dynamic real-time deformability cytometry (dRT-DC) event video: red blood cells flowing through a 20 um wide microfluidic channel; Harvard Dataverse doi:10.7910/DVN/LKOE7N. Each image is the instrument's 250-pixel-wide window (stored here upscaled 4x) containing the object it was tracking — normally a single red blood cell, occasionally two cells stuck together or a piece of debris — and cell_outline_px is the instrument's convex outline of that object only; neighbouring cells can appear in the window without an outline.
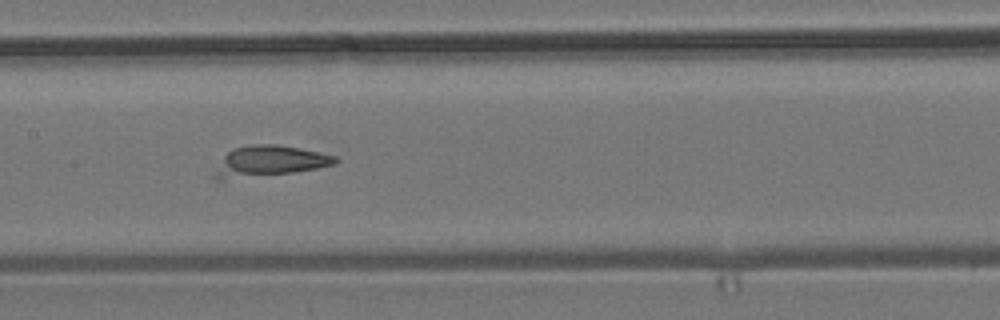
{"species": "common noctule bat (a hibernating species)", "species_latin": "Nyctalus noctula", "temperature_condition": "room temperature", "stored_images_in_passage": 51, "camera_frame_rate_fps": 3000, "um_per_image_px": 0.085, "animal": {"sex": "male", "body_mass_g": 19.2, "forearm_length_mm": 51.8}, "frame": {"image": 1, "passage_image": 23, "time_ms": 7.333, "image_size_px": [1000, 320], "cell_outline_px": [[340, 160], [336, 164], [316, 168], [292, 172], [220, 180], [212, 180], [212, 176], [224, 156], [232, 148], [252, 144], [276, 144], [320, 152], [336, 156]], "centroid_in_image_um": [22.88, 13.69], "position_along_channel_um": 184.5, "area_um2": 21.44}}
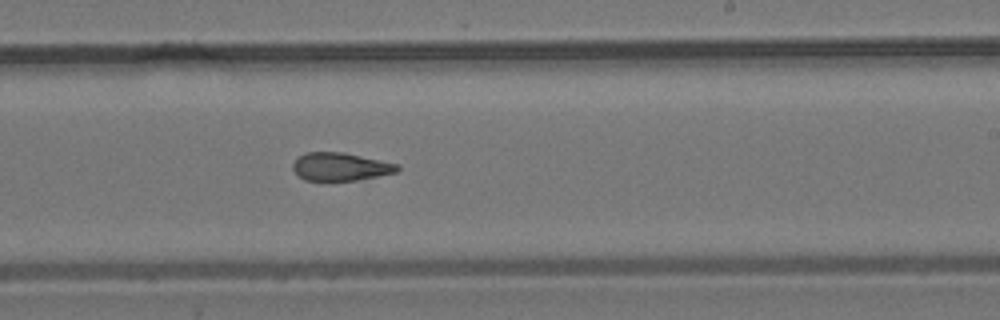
{"frame": {"image": 2, "passage_image": 29, "time_ms": 9.333, "image_size_px": [1000, 320], "cell_outline_px": [[400, 168], [396, 172], [356, 180], [304, 180], [292, 168], [292, 164], [304, 152], [344, 152], [396, 164]], "centroid_in_image_um": [28.9, 14.16], "position_along_channel_um": 260.1, "area_um2": 16.7}}
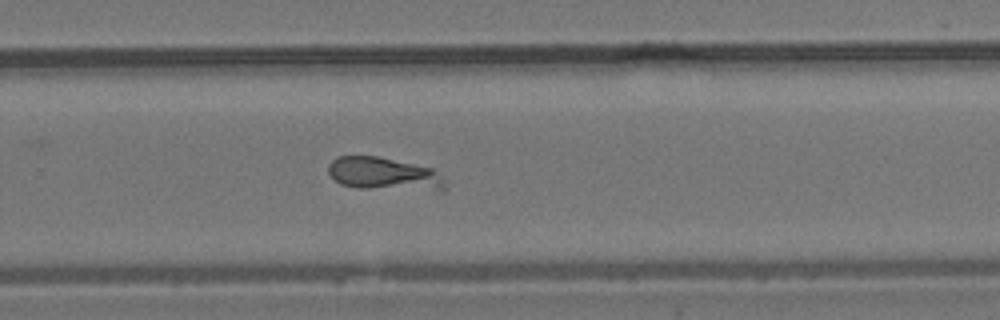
{"frame": {"image": 3, "passage_image": 32, "time_ms": 10.333, "image_size_px": [1000, 320], "cell_outline_px": [[444, 192], [440, 192], [356, 188], [340, 184], [328, 172], [328, 164], [336, 156], [380, 156], [432, 168], [444, 180]], "centroid_in_image_um": [32.66, 14.81], "position_along_channel_um": 297.1, "area_um2": 23.0}}